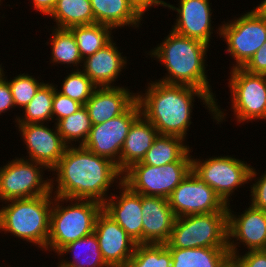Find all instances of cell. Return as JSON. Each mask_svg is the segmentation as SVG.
Masks as SVG:
<instances>
[{
	"label": "cell",
	"mask_w": 266,
	"mask_h": 267,
	"mask_svg": "<svg viewBox=\"0 0 266 267\" xmlns=\"http://www.w3.org/2000/svg\"><path fill=\"white\" fill-rule=\"evenodd\" d=\"M51 172L52 176L55 175L51 178L53 195L68 199L95 200L101 204L111 195L110 187H113V191L118 189L123 176L117 164L92 153L83 145L67 146Z\"/></svg>",
	"instance_id": "obj_1"
},
{
	"label": "cell",
	"mask_w": 266,
	"mask_h": 267,
	"mask_svg": "<svg viewBox=\"0 0 266 267\" xmlns=\"http://www.w3.org/2000/svg\"><path fill=\"white\" fill-rule=\"evenodd\" d=\"M144 90V93L137 92L141 114L151 122L160 135L187 139V132L193 123L192 110L196 97L215 120V101L204 90L158 80H150Z\"/></svg>",
	"instance_id": "obj_2"
},
{
	"label": "cell",
	"mask_w": 266,
	"mask_h": 267,
	"mask_svg": "<svg viewBox=\"0 0 266 267\" xmlns=\"http://www.w3.org/2000/svg\"><path fill=\"white\" fill-rule=\"evenodd\" d=\"M209 45L186 36H182L170 30V33L164 37L162 42L154 49L146 51L151 59L160 62L164 66L166 73L158 81L195 87L204 90L215 101V124H221L226 121L227 113L221 109L215 91L209 84L211 82L207 67V51ZM206 63V64H205ZM206 66V67H205ZM209 78V79H208Z\"/></svg>",
	"instance_id": "obj_3"
},
{
	"label": "cell",
	"mask_w": 266,
	"mask_h": 267,
	"mask_svg": "<svg viewBox=\"0 0 266 267\" xmlns=\"http://www.w3.org/2000/svg\"><path fill=\"white\" fill-rule=\"evenodd\" d=\"M52 205V193L2 202L0 233H10L14 238L29 242L30 245L32 243L36 248L45 251L50 234Z\"/></svg>",
	"instance_id": "obj_4"
},
{
	"label": "cell",
	"mask_w": 266,
	"mask_h": 267,
	"mask_svg": "<svg viewBox=\"0 0 266 267\" xmlns=\"http://www.w3.org/2000/svg\"><path fill=\"white\" fill-rule=\"evenodd\" d=\"M102 209L103 204L95 200L68 199L53 195L50 234L44 252L53 251L55 254L68 243L94 233L95 222Z\"/></svg>",
	"instance_id": "obj_5"
},
{
	"label": "cell",
	"mask_w": 266,
	"mask_h": 267,
	"mask_svg": "<svg viewBox=\"0 0 266 267\" xmlns=\"http://www.w3.org/2000/svg\"><path fill=\"white\" fill-rule=\"evenodd\" d=\"M191 150L192 147L177 162L163 166L134 163L123 172L122 183L137 194L168 199L192 170Z\"/></svg>",
	"instance_id": "obj_6"
},
{
	"label": "cell",
	"mask_w": 266,
	"mask_h": 267,
	"mask_svg": "<svg viewBox=\"0 0 266 267\" xmlns=\"http://www.w3.org/2000/svg\"><path fill=\"white\" fill-rule=\"evenodd\" d=\"M166 247H228L227 212L176 217Z\"/></svg>",
	"instance_id": "obj_7"
},
{
	"label": "cell",
	"mask_w": 266,
	"mask_h": 267,
	"mask_svg": "<svg viewBox=\"0 0 266 267\" xmlns=\"http://www.w3.org/2000/svg\"><path fill=\"white\" fill-rule=\"evenodd\" d=\"M221 24L220 38L226 42L224 50L234 62L230 68H242L266 41V17L255 7L239 17Z\"/></svg>",
	"instance_id": "obj_8"
},
{
	"label": "cell",
	"mask_w": 266,
	"mask_h": 267,
	"mask_svg": "<svg viewBox=\"0 0 266 267\" xmlns=\"http://www.w3.org/2000/svg\"><path fill=\"white\" fill-rule=\"evenodd\" d=\"M252 166L235 156H209L201 159L192 156V171L210 186L228 205L235 190L249 184ZM239 188V190H237Z\"/></svg>",
	"instance_id": "obj_9"
},
{
	"label": "cell",
	"mask_w": 266,
	"mask_h": 267,
	"mask_svg": "<svg viewBox=\"0 0 266 267\" xmlns=\"http://www.w3.org/2000/svg\"><path fill=\"white\" fill-rule=\"evenodd\" d=\"M0 166V202L47 195L51 191V178L45 176V165L15 157Z\"/></svg>",
	"instance_id": "obj_10"
},
{
	"label": "cell",
	"mask_w": 266,
	"mask_h": 267,
	"mask_svg": "<svg viewBox=\"0 0 266 267\" xmlns=\"http://www.w3.org/2000/svg\"><path fill=\"white\" fill-rule=\"evenodd\" d=\"M231 111L236 123L266 121V75L251 74L243 68L229 73Z\"/></svg>",
	"instance_id": "obj_11"
},
{
	"label": "cell",
	"mask_w": 266,
	"mask_h": 267,
	"mask_svg": "<svg viewBox=\"0 0 266 267\" xmlns=\"http://www.w3.org/2000/svg\"><path fill=\"white\" fill-rule=\"evenodd\" d=\"M141 115L136 100L124 113L100 124L92 125L83 146L92 153L110 159L120 170V155L132 123Z\"/></svg>",
	"instance_id": "obj_12"
},
{
	"label": "cell",
	"mask_w": 266,
	"mask_h": 267,
	"mask_svg": "<svg viewBox=\"0 0 266 267\" xmlns=\"http://www.w3.org/2000/svg\"><path fill=\"white\" fill-rule=\"evenodd\" d=\"M168 202L176 217L227 212V204L192 170L172 191Z\"/></svg>",
	"instance_id": "obj_13"
},
{
	"label": "cell",
	"mask_w": 266,
	"mask_h": 267,
	"mask_svg": "<svg viewBox=\"0 0 266 267\" xmlns=\"http://www.w3.org/2000/svg\"><path fill=\"white\" fill-rule=\"evenodd\" d=\"M227 205L228 214V249L232 256L239 254L238 247L248 251L266 250V211L249 204L244 211L234 212ZM237 213V214H236ZM239 241V242H238Z\"/></svg>",
	"instance_id": "obj_14"
},
{
	"label": "cell",
	"mask_w": 266,
	"mask_h": 267,
	"mask_svg": "<svg viewBox=\"0 0 266 267\" xmlns=\"http://www.w3.org/2000/svg\"><path fill=\"white\" fill-rule=\"evenodd\" d=\"M54 126V127H53ZM52 128L48 123L16 124L20 139L23 140L27 155L22 158L41 163L51 170L62 158L67 145L63 142L54 123Z\"/></svg>",
	"instance_id": "obj_15"
},
{
	"label": "cell",
	"mask_w": 266,
	"mask_h": 267,
	"mask_svg": "<svg viewBox=\"0 0 266 267\" xmlns=\"http://www.w3.org/2000/svg\"><path fill=\"white\" fill-rule=\"evenodd\" d=\"M178 7L168 3L167 8L177 12L176 22L171 30L179 35L199 40L207 45H211L213 31L220 39L221 24L215 31L212 26V13L210 0H178Z\"/></svg>",
	"instance_id": "obj_16"
},
{
	"label": "cell",
	"mask_w": 266,
	"mask_h": 267,
	"mask_svg": "<svg viewBox=\"0 0 266 267\" xmlns=\"http://www.w3.org/2000/svg\"><path fill=\"white\" fill-rule=\"evenodd\" d=\"M94 233L105 263L109 267H125L137 243L103 209L97 216Z\"/></svg>",
	"instance_id": "obj_17"
},
{
	"label": "cell",
	"mask_w": 266,
	"mask_h": 267,
	"mask_svg": "<svg viewBox=\"0 0 266 267\" xmlns=\"http://www.w3.org/2000/svg\"><path fill=\"white\" fill-rule=\"evenodd\" d=\"M103 203V210L137 243L142 244V195L121 183Z\"/></svg>",
	"instance_id": "obj_18"
},
{
	"label": "cell",
	"mask_w": 266,
	"mask_h": 267,
	"mask_svg": "<svg viewBox=\"0 0 266 267\" xmlns=\"http://www.w3.org/2000/svg\"><path fill=\"white\" fill-rule=\"evenodd\" d=\"M142 244H166L176 216L168 199L142 195Z\"/></svg>",
	"instance_id": "obj_19"
},
{
	"label": "cell",
	"mask_w": 266,
	"mask_h": 267,
	"mask_svg": "<svg viewBox=\"0 0 266 267\" xmlns=\"http://www.w3.org/2000/svg\"><path fill=\"white\" fill-rule=\"evenodd\" d=\"M114 39L104 48L83 59L81 70L96 87H114L121 72L128 65L127 56L116 46ZM119 49V50H118Z\"/></svg>",
	"instance_id": "obj_20"
},
{
	"label": "cell",
	"mask_w": 266,
	"mask_h": 267,
	"mask_svg": "<svg viewBox=\"0 0 266 267\" xmlns=\"http://www.w3.org/2000/svg\"><path fill=\"white\" fill-rule=\"evenodd\" d=\"M120 85L96 87L91 98L84 105L92 125L106 122L124 113L137 100V92L133 93L128 86Z\"/></svg>",
	"instance_id": "obj_21"
},
{
	"label": "cell",
	"mask_w": 266,
	"mask_h": 267,
	"mask_svg": "<svg viewBox=\"0 0 266 267\" xmlns=\"http://www.w3.org/2000/svg\"><path fill=\"white\" fill-rule=\"evenodd\" d=\"M158 136L157 129L142 114L132 123L120 155V171L141 162Z\"/></svg>",
	"instance_id": "obj_22"
},
{
	"label": "cell",
	"mask_w": 266,
	"mask_h": 267,
	"mask_svg": "<svg viewBox=\"0 0 266 267\" xmlns=\"http://www.w3.org/2000/svg\"><path fill=\"white\" fill-rule=\"evenodd\" d=\"M95 23L112 27L114 31L124 26L140 29L143 16L129 0H90Z\"/></svg>",
	"instance_id": "obj_23"
},
{
	"label": "cell",
	"mask_w": 266,
	"mask_h": 267,
	"mask_svg": "<svg viewBox=\"0 0 266 267\" xmlns=\"http://www.w3.org/2000/svg\"><path fill=\"white\" fill-rule=\"evenodd\" d=\"M67 254H71L72 259L70 256L65 259ZM56 256L58 259L63 257L59 259L57 267H109L102 257L95 233L68 243L56 253Z\"/></svg>",
	"instance_id": "obj_24"
},
{
	"label": "cell",
	"mask_w": 266,
	"mask_h": 267,
	"mask_svg": "<svg viewBox=\"0 0 266 267\" xmlns=\"http://www.w3.org/2000/svg\"><path fill=\"white\" fill-rule=\"evenodd\" d=\"M52 30L50 42H46L51 46V56L49 64H62L64 67H71L73 70H78L82 68L83 59L80 54L79 48L77 46L76 39L68 28H50ZM52 38V39H51ZM73 66V67H72Z\"/></svg>",
	"instance_id": "obj_25"
},
{
	"label": "cell",
	"mask_w": 266,
	"mask_h": 267,
	"mask_svg": "<svg viewBox=\"0 0 266 267\" xmlns=\"http://www.w3.org/2000/svg\"><path fill=\"white\" fill-rule=\"evenodd\" d=\"M171 267H219L230 255L228 247L168 248Z\"/></svg>",
	"instance_id": "obj_26"
},
{
	"label": "cell",
	"mask_w": 266,
	"mask_h": 267,
	"mask_svg": "<svg viewBox=\"0 0 266 267\" xmlns=\"http://www.w3.org/2000/svg\"><path fill=\"white\" fill-rule=\"evenodd\" d=\"M49 17L57 28L95 23L90 0H58Z\"/></svg>",
	"instance_id": "obj_27"
},
{
	"label": "cell",
	"mask_w": 266,
	"mask_h": 267,
	"mask_svg": "<svg viewBox=\"0 0 266 267\" xmlns=\"http://www.w3.org/2000/svg\"><path fill=\"white\" fill-rule=\"evenodd\" d=\"M186 141L178 136L158 134L140 163L158 167L177 162L191 148Z\"/></svg>",
	"instance_id": "obj_28"
},
{
	"label": "cell",
	"mask_w": 266,
	"mask_h": 267,
	"mask_svg": "<svg viewBox=\"0 0 266 267\" xmlns=\"http://www.w3.org/2000/svg\"><path fill=\"white\" fill-rule=\"evenodd\" d=\"M58 87L54 82H45L36 92L34 98L16 116V124L52 123V104L54 90Z\"/></svg>",
	"instance_id": "obj_29"
},
{
	"label": "cell",
	"mask_w": 266,
	"mask_h": 267,
	"mask_svg": "<svg viewBox=\"0 0 266 267\" xmlns=\"http://www.w3.org/2000/svg\"><path fill=\"white\" fill-rule=\"evenodd\" d=\"M73 33L82 59L93 55L113 40V28L94 23L69 28Z\"/></svg>",
	"instance_id": "obj_30"
},
{
	"label": "cell",
	"mask_w": 266,
	"mask_h": 267,
	"mask_svg": "<svg viewBox=\"0 0 266 267\" xmlns=\"http://www.w3.org/2000/svg\"><path fill=\"white\" fill-rule=\"evenodd\" d=\"M56 126L67 146H74L75 144L80 146L86 142L92 123L88 110L83 105L77 112L59 120Z\"/></svg>",
	"instance_id": "obj_31"
},
{
	"label": "cell",
	"mask_w": 266,
	"mask_h": 267,
	"mask_svg": "<svg viewBox=\"0 0 266 267\" xmlns=\"http://www.w3.org/2000/svg\"><path fill=\"white\" fill-rule=\"evenodd\" d=\"M172 256L166 244H137L125 267H171Z\"/></svg>",
	"instance_id": "obj_32"
},
{
	"label": "cell",
	"mask_w": 266,
	"mask_h": 267,
	"mask_svg": "<svg viewBox=\"0 0 266 267\" xmlns=\"http://www.w3.org/2000/svg\"><path fill=\"white\" fill-rule=\"evenodd\" d=\"M60 83L59 92L85 105L96 89L91 79L81 70H69Z\"/></svg>",
	"instance_id": "obj_33"
},
{
	"label": "cell",
	"mask_w": 266,
	"mask_h": 267,
	"mask_svg": "<svg viewBox=\"0 0 266 267\" xmlns=\"http://www.w3.org/2000/svg\"><path fill=\"white\" fill-rule=\"evenodd\" d=\"M7 72H4L3 77L8 81L11 88L13 101L15 108L23 109L35 96L39 88L45 83L39 79V76L35 78L34 75L20 73L8 80L5 76ZM39 80H38V79ZM41 81V82H40Z\"/></svg>",
	"instance_id": "obj_34"
},
{
	"label": "cell",
	"mask_w": 266,
	"mask_h": 267,
	"mask_svg": "<svg viewBox=\"0 0 266 267\" xmlns=\"http://www.w3.org/2000/svg\"><path fill=\"white\" fill-rule=\"evenodd\" d=\"M82 106L83 104L78 101L60 93L56 87L52 104V123L56 124L59 120L77 112Z\"/></svg>",
	"instance_id": "obj_35"
},
{
	"label": "cell",
	"mask_w": 266,
	"mask_h": 267,
	"mask_svg": "<svg viewBox=\"0 0 266 267\" xmlns=\"http://www.w3.org/2000/svg\"><path fill=\"white\" fill-rule=\"evenodd\" d=\"M259 172L256 171V168L252 166L250 172L249 182L254 183L250 185V204L258 209L266 211V170L262 175H258ZM258 176V177H257Z\"/></svg>",
	"instance_id": "obj_36"
},
{
	"label": "cell",
	"mask_w": 266,
	"mask_h": 267,
	"mask_svg": "<svg viewBox=\"0 0 266 267\" xmlns=\"http://www.w3.org/2000/svg\"><path fill=\"white\" fill-rule=\"evenodd\" d=\"M242 68L251 74L266 75V41Z\"/></svg>",
	"instance_id": "obj_37"
},
{
	"label": "cell",
	"mask_w": 266,
	"mask_h": 267,
	"mask_svg": "<svg viewBox=\"0 0 266 267\" xmlns=\"http://www.w3.org/2000/svg\"><path fill=\"white\" fill-rule=\"evenodd\" d=\"M241 252L235 257L242 267H266V250H251Z\"/></svg>",
	"instance_id": "obj_38"
},
{
	"label": "cell",
	"mask_w": 266,
	"mask_h": 267,
	"mask_svg": "<svg viewBox=\"0 0 266 267\" xmlns=\"http://www.w3.org/2000/svg\"><path fill=\"white\" fill-rule=\"evenodd\" d=\"M11 108L15 109L11 88L8 81L2 77L0 79V116L10 112Z\"/></svg>",
	"instance_id": "obj_39"
},
{
	"label": "cell",
	"mask_w": 266,
	"mask_h": 267,
	"mask_svg": "<svg viewBox=\"0 0 266 267\" xmlns=\"http://www.w3.org/2000/svg\"><path fill=\"white\" fill-rule=\"evenodd\" d=\"M136 10L144 17L146 11L154 6H163L167 8L168 2L164 0H129Z\"/></svg>",
	"instance_id": "obj_40"
},
{
	"label": "cell",
	"mask_w": 266,
	"mask_h": 267,
	"mask_svg": "<svg viewBox=\"0 0 266 267\" xmlns=\"http://www.w3.org/2000/svg\"><path fill=\"white\" fill-rule=\"evenodd\" d=\"M57 1L58 0H31V6L33 5V9H35L36 12L48 16L54 9Z\"/></svg>",
	"instance_id": "obj_41"
},
{
	"label": "cell",
	"mask_w": 266,
	"mask_h": 267,
	"mask_svg": "<svg viewBox=\"0 0 266 267\" xmlns=\"http://www.w3.org/2000/svg\"><path fill=\"white\" fill-rule=\"evenodd\" d=\"M219 267H242V265L235 256L229 255Z\"/></svg>",
	"instance_id": "obj_42"
},
{
	"label": "cell",
	"mask_w": 266,
	"mask_h": 267,
	"mask_svg": "<svg viewBox=\"0 0 266 267\" xmlns=\"http://www.w3.org/2000/svg\"><path fill=\"white\" fill-rule=\"evenodd\" d=\"M263 16L266 17V0L261 1L259 5L255 7Z\"/></svg>",
	"instance_id": "obj_43"
},
{
	"label": "cell",
	"mask_w": 266,
	"mask_h": 267,
	"mask_svg": "<svg viewBox=\"0 0 266 267\" xmlns=\"http://www.w3.org/2000/svg\"><path fill=\"white\" fill-rule=\"evenodd\" d=\"M4 75V66L2 68V64H0V79L3 77Z\"/></svg>",
	"instance_id": "obj_44"
}]
</instances>
